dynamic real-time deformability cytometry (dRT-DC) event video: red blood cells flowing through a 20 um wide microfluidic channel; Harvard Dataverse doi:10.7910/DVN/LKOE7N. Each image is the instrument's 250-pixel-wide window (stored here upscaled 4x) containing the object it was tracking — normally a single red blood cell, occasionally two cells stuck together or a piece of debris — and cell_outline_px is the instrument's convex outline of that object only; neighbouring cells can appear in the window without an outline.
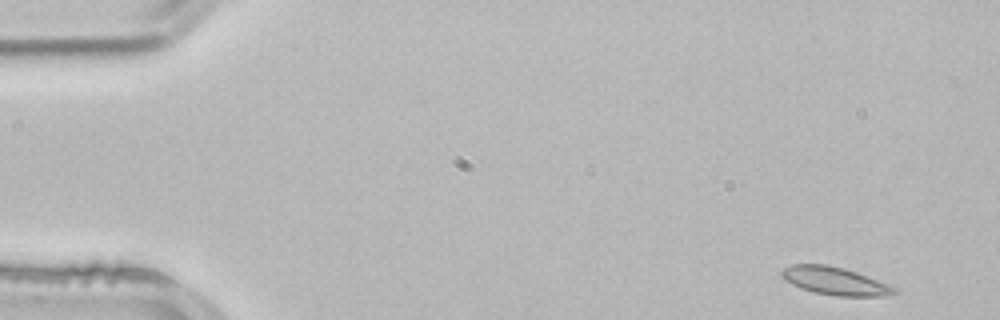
{"species": "common noctule bat (a hibernating species)", "species_latin": "Nyctalus noctula", "temperature_condition": "room temperature", "stored_images_in_passage": 5, "segment_of_instrument_passage": [2, 2], "camera_frame_rate_fps": 3000, "um_per_image_px": 0.085, "animal": {"sex": "male", "body_mass_g": 21.5, "forearm_length_mm": 52.0}, "frame": {"image": 1, "passage_image": 5, "time_ms": 1.333, "image_size_px": [1000, 320], "cell_outline_px": [[896, 292], [888, 296], [836, 296], [812, 292], [800, 288], [784, 280], [780, 276], [780, 272], [784, 268], [792, 264], [828, 264], [844, 268], [868, 276], [888, 284], [896, 288]], "centroid_in_image_um": [70.93, 23.88], "position_along_channel_um": 14.1, "area_um2": 18.44}}